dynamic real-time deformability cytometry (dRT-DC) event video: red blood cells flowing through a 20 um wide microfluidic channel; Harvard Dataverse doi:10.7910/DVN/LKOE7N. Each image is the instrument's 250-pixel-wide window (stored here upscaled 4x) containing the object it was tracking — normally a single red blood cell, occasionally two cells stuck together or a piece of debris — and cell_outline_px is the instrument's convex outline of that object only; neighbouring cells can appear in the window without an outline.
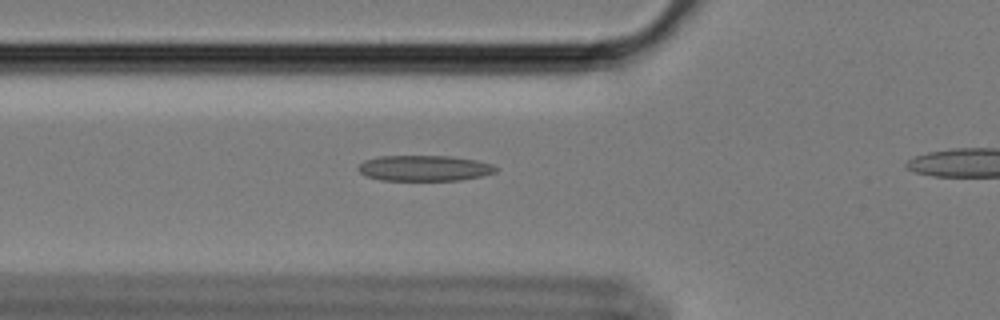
{"species": "Egyptian fruit bat (a non-hibernating species)", "species_latin": "Rousettus aegyptiacus", "temperature_condition": "cold", "stored_images_in_passage": 44, "camera_frame_rate_fps": 3000, "um_per_image_px": 0.085, "animal": {"sex": "female"}, "frame": {"image": 1, "passage_image": 14, "time_ms": 4.333, "image_size_px": [1000, 320], "cell_outline_px": [[496, 172], [480, 176], [460, 180], [380, 180], [368, 176], [360, 172], [356, 168], [364, 160], [380, 156], [452, 156], [476, 160], [492, 164], [496, 168]], "centroid_in_image_um": [36.05, 14.29], "position_along_channel_um": 89.7, "area_um2": 20.46}}
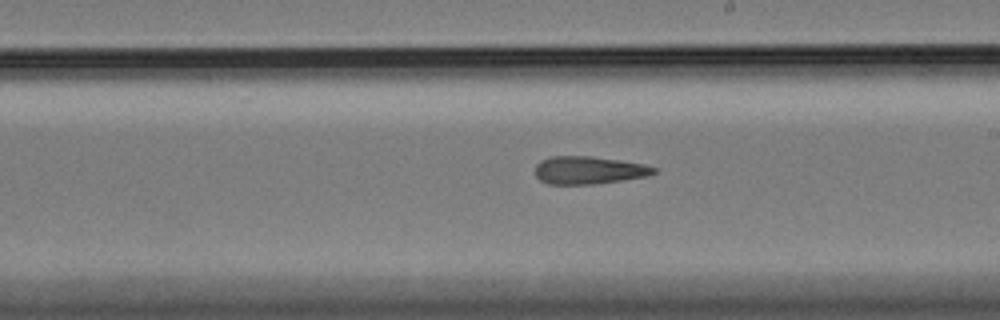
{"frame": {"image": 2, "passage_image": 27, "time_ms": 8.667, "image_size_px": [1000, 320], "cell_outline_px": [[656, 172], [648, 176], [592, 184], [548, 184], [540, 180], [536, 176], [536, 164], [540, 160], [552, 156], [592, 156], [620, 160], [644, 164], [656, 168]], "centroid_in_image_um": [50.02, 14.46], "position_along_channel_um": 239.0, "area_um2": 19.13}}
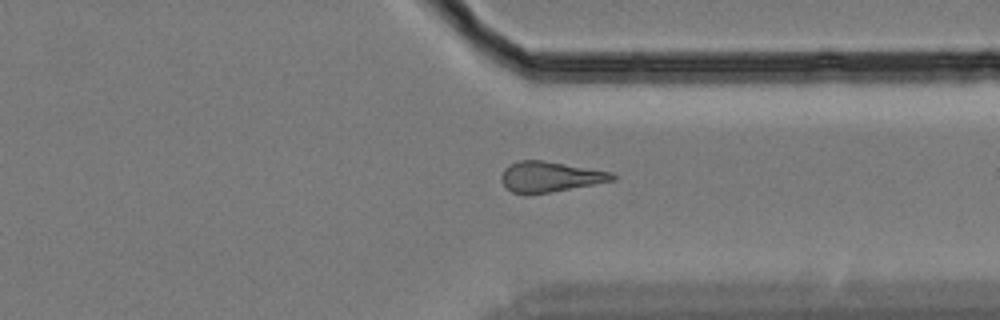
{"frame": {"image": 3, "passage_image": 38, "time_ms": 12.333, "image_size_px": [1000, 320], "cell_outline_px": [[616, 180], [548, 192], [512, 192], [504, 184], [500, 176], [504, 168], [520, 160], [544, 160], [612, 172], [616, 176]], "centroid_in_image_um": [46.78, 14.99], "position_along_channel_um": 364.6, "area_um2": 19.13}}